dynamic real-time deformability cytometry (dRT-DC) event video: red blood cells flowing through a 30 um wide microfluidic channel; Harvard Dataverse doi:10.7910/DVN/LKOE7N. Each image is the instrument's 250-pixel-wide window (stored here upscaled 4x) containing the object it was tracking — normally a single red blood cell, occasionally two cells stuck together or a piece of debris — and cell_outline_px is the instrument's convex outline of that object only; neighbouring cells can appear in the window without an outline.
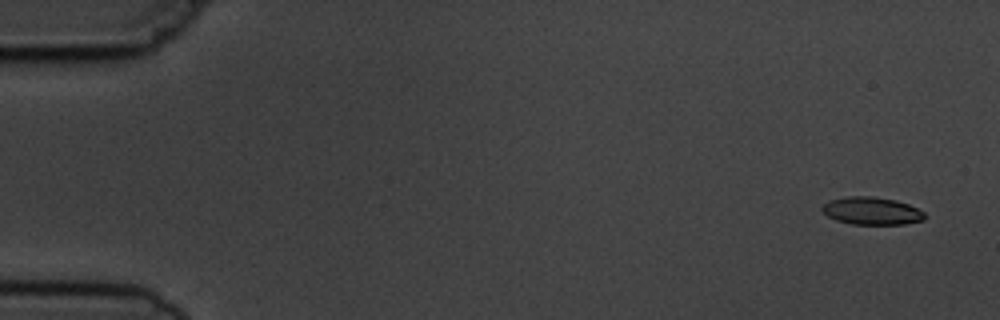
{"species": "common noctule bat (a hibernating species)", "species_latin": "Nyctalus noctula", "temperature_condition": "cold", "stored_images_in_passage": 6, "camera_frame_rate_fps": 3000, "um_per_image_px": 0.085, "animal": {"sex": "male", "body_mass_g": 19.5, "forearm_length_mm": 54.6}, "frame": {"image": 1, "passage_image": 1, "time_ms": 0.0, "image_size_px": [1000, 320], "cell_outline_px": [[924, 220], [904, 224], [852, 224], [836, 220], [828, 216], [820, 208], [828, 200], [848, 196], [872, 196], [896, 200], [908, 204], [924, 212]], "centroid_in_image_um": [74.07, 17.92], "position_along_channel_um": 10.9, "area_um2": 16.47}}
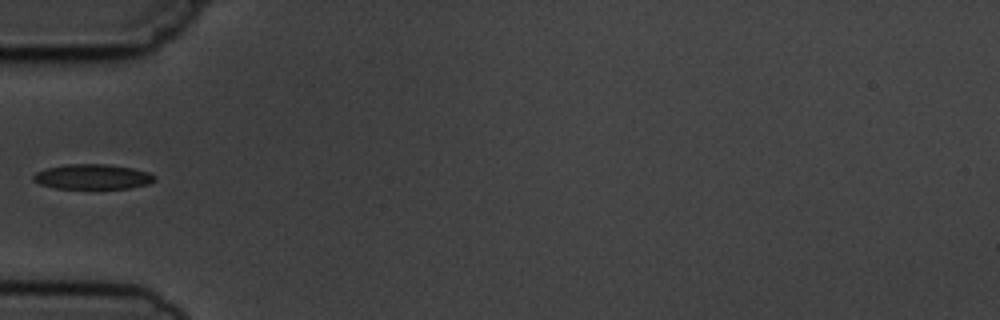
{"frame": {"image": 2, "passage_image": 5, "time_ms": 5.333, "image_size_px": [1000, 320], "cell_outline_px": [[156, 180], [148, 184], [128, 188], [56, 188], [40, 184], [32, 180], [32, 176], [36, 172], [44, 168], [68, 164], [108, 164], [132, 168], [148, 172], [156, 176]], "centroid_in_image_um": [7.85, 15.01], "position_along_channel_um": 77.1, "area_um2": 17.69}}
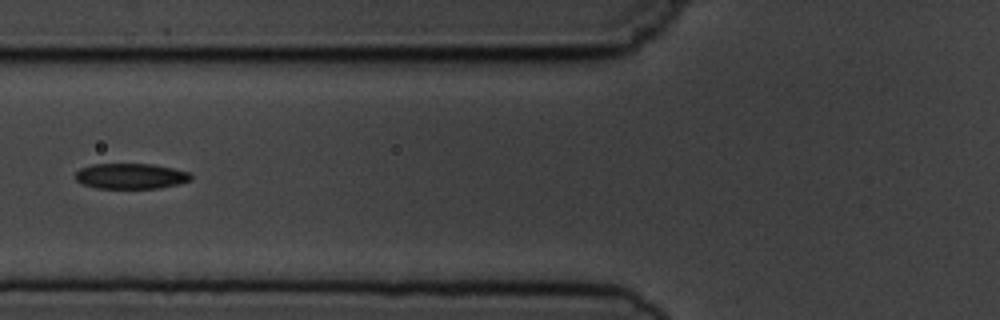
{"frame": {"image": 3, "passage_image": 6, "time_ms": 6.333, "image_size_px": [1000, 320], "cell_outline_px": [[192, 180], [160, 188], [96, 188], [84, 184], [76, 180], [76, 172], [80, 168], [92, 164], [152, 164], [192, 172]], "centroid_in_image_um": [11.14, 14.96], "position_along_channel_um": 114.7, "area_um2": 17.17}}